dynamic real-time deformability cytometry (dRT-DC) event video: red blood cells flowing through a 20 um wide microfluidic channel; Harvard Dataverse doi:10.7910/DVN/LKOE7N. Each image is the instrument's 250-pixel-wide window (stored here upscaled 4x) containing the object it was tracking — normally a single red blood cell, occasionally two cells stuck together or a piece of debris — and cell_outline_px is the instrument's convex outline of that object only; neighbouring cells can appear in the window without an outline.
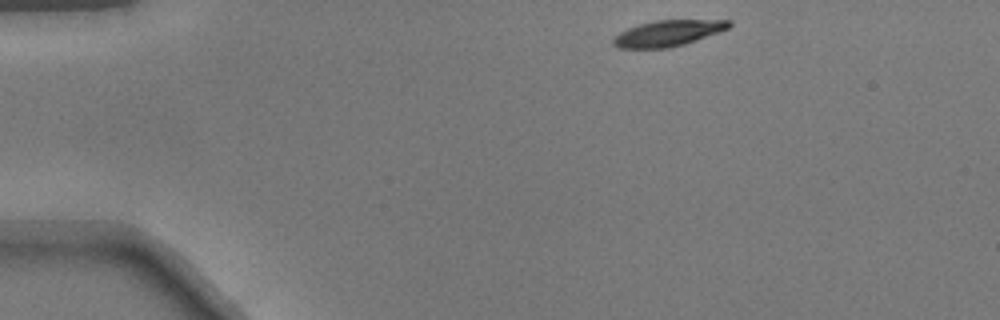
{"species": "common noctule bat (a hibernating species)", "species_latin": "Nyctalus noctula", "temperature_condition": "warm", "stored_images_in_passage": 8, "camera_frame_rate_fps": 3000, "um_per_image_px": 0.085, "animal": {"sex": "male", "body_mass_g": 17.9}, "frame": {"image": 1, "passage_image": 1, "time_ms": 0.0, "image_size_px": [1000, 320], "cell_outline_px": [[732, 24], [728, 28], [684, 44], [668, 48], [616, 48], [612, 44], [612, 40], [620, 32], [628, 28], [640, 24], [656, 20], [732, 20]], "centroid_in_image_um": [56.74, 2.82], "position_along_channel_um": 28.3, "area_um2": 17.28}}
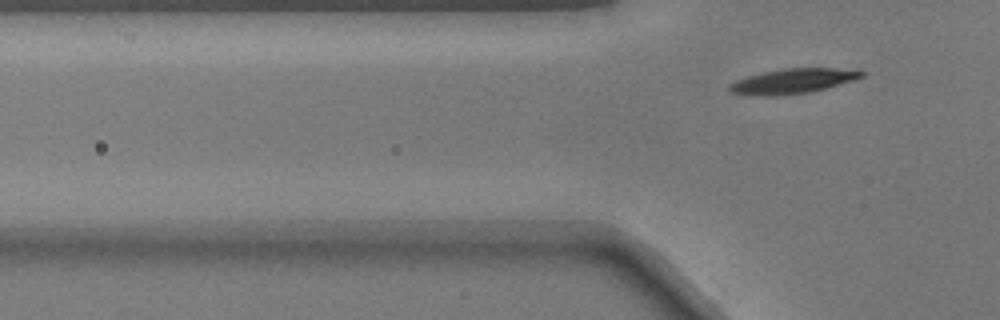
{"frame": {"image": 2, "passage_image": 8, "time_ms": 2.333, "image_size_px": [1000, 320], "cell_outline_px": [[864, 76], [856, 80], [812, 92], [776, 96], [764, 96], [732, 92], [728, 88], [728, 84], [736, 80], [748, 76], [764, 72], [784, 68], [856, 68], [864, 72]], "centroid_in_image_um": [67.48, 6.88], "position_along_channel_um": 58.3, "area_um2": 19.36}}